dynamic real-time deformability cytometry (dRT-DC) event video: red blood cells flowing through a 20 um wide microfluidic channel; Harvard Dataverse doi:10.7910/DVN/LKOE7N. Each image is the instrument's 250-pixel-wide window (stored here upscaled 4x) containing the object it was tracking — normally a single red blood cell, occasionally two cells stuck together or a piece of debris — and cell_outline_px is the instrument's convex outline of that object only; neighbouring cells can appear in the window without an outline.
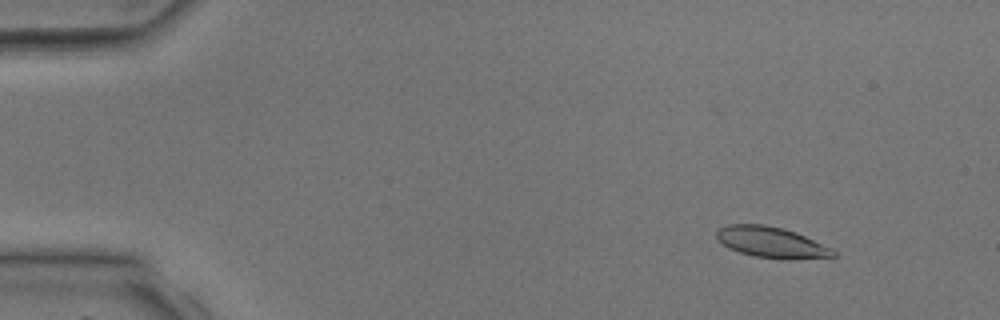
{"species": "common noctule bat (a hibernating species)", "species_latin": "Nyctalus noctula", "temperature_condition": "room temperature", "stored_images_in_passage": 39, "camera_frame_rate_fps": 3000, "um_per_image_px": 0.085, "animal": {"sex": "male", "body_mass_g": 17.9, "forearm_length_mm": 54.2}, "frame": {"image": 1, "passage_image": 4, "time_ms": 1.0, "image_size_px": [1000, 320], "cell_outline_px": [[836, 256], [792, 260], [784, 260], [752, 256], [728, 248], [716, 240], [716, 232], [720, 228], [728, 224], [764, 224], [784, 228], [796, 232], [832, 248], [836, 252]], "centroid_in_image_um": [65.56, 20.6], "position_along_channel_um": 19.4, "area_um2": 21.33}}
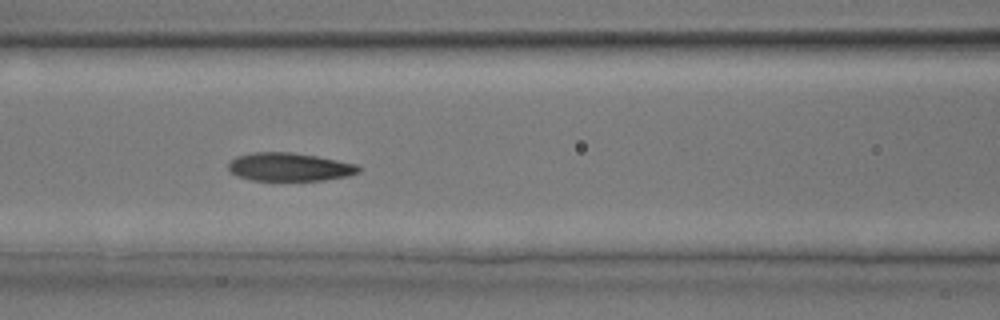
{"frame": {"image": 2, "passage_image": 17, "time_ms": 5.333, "image_size_px": [1000, 320], "cell_outline_px": [[360, 172], [348, 176], [324, 180], [252, 180], [236, 176], [228, 168], [228, 164], [236, 156], [252, 152], [288, 152], [316, 156], [356, 164], [360, 168]], "centroid_in_image_um": [24.59, 14.19], "position_along_channel_um": 142.0, "area_um2": 21.33}}
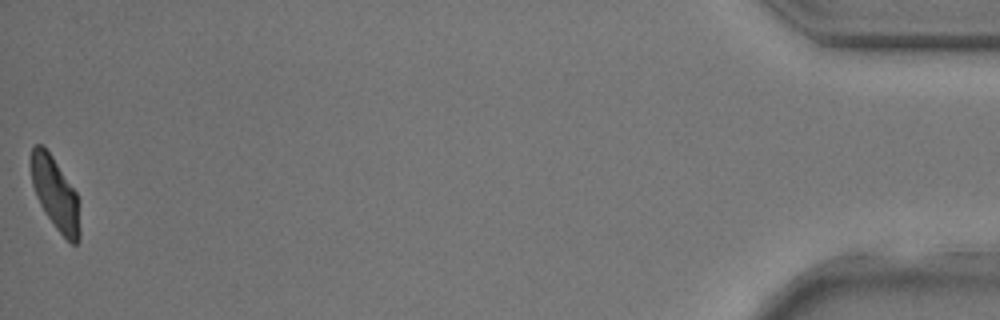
{"frame": {"image": 3, "passage_image": 39, "time_ms": 12.667, "image_size_px": [1000, 320], "cell_outline_px": [[80, 236], [76, 244], [72, 244], [56, 228], [44, 212], [36, 196], [32, 184], [28, 160], [32, 148], [36, 144], [40, 144], [52, 156], [76, 192], [80, 232]], "centroid_in_image_um": [4.65, 16.42], "position_along_channel_um": 430.6, "area_um2": 20.46}}